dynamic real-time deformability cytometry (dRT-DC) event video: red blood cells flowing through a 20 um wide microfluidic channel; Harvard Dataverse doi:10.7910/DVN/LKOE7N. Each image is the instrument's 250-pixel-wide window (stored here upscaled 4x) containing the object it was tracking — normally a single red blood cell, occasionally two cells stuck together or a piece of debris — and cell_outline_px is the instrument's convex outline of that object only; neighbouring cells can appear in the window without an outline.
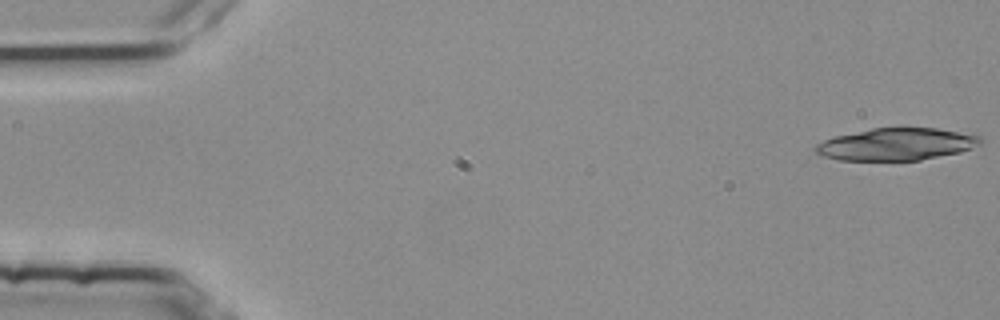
{"species": "common noctule bat (a hibernating species)", "species_latin": "Nyctalus noctula", "temperature_condition": "room temperature", "stored_images_in_passage": 4, "camera_frame_rate_fps": 3000, "um_per_image_px": 0.085, "animal": {"sex": "female", "body_mass_g": 25.1}, "frame": {"image": 1, "passage_image": 1, "time_ms": 0.0, "image_size_px": [1000, 320], "cell_outline_px": [[984, 140], [980, 144], [960, 152], [920, 160], [840, 160], [824, 156], [816, 152], [812, 148], [816, 144], [824, 140], [836, 136], [872, 128], [936, 128], [972, 132], [980, 136]], "centroid_in_image_um": [76.26, 12.25], "position_along_channel_um": 8.7, "area_um2": 31.1}}